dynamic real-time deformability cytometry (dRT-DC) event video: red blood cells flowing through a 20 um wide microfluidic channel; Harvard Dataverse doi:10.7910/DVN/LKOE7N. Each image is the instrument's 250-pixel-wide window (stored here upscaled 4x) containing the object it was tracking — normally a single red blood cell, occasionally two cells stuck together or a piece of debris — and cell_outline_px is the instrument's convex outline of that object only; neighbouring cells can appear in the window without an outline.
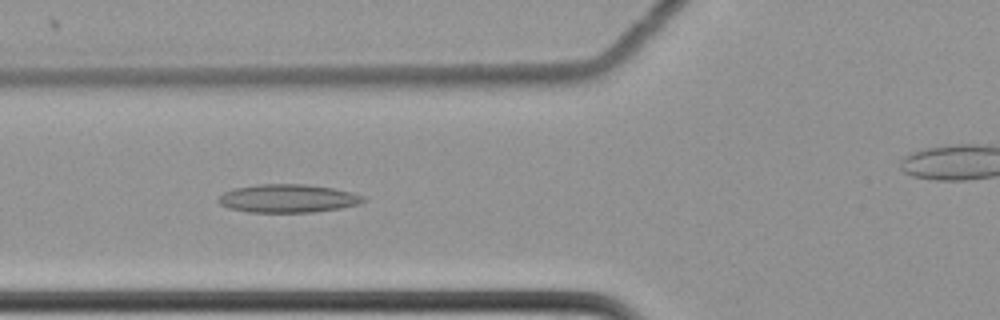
{"species": "common noctule bat (a hibernating species)", "species_latin": "Nyctalus noctula", "temperature_condition": "cold", "stored_images_in_passage": 56, "camera_frame_rate_fps": 3000, "um_per_image_px": 0.085, "animal": {"sex": "female", "body_mass_g": 22.7, "forearm_length_mm": 54.2}, "frame": {"image": 1, "passage_image": 26, "time_ms": 8.333, "image_size_px": [1000, 320], "cell_outline_px": [[368, 200], [360, 204], [340, 208], [312, 212], [248, 212], [228, 208], [220, 204], [216, 200], [224, 192], [232, 188], [256, 184], [304, 184], [332, 188], [364, 196]], "centroid_in_image_um": [24.44, 16.86], "position_along_channel_um": 101.4, "area_um2": 23.93}}
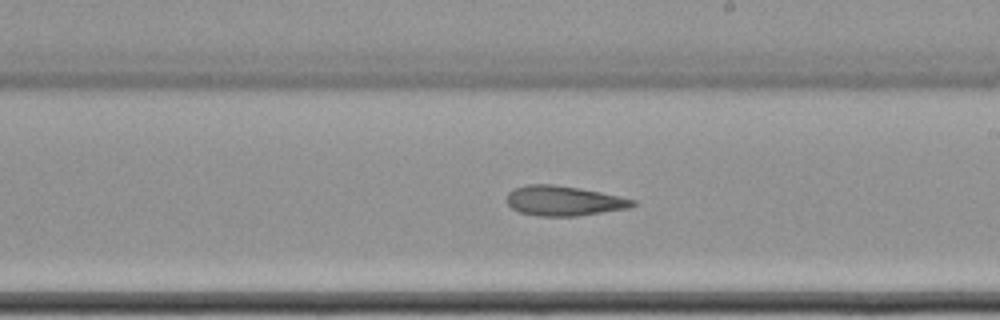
{"frame": {"image": 2, "passage_image": 38, "time_ms": 12.333, "image_size_px": [1000, 320], "cell_outline_px": [[636, 204], [628, 208], [576, 216], [540, 216], [520, 212], [512, 208], [508, 204], [508, 192], [516, 188], [528, 184], [552, 184], [580, 188], [600, 192], [636, 200]], "centroid_in_image_um": [47.92, 17.06], "position_along_channel_um": 241.1, "area_um2": 21.68}}
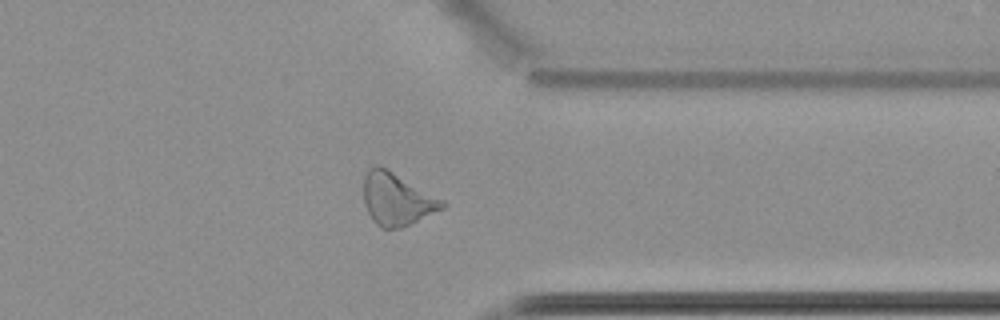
{"frame": {"image": 3, "passage_image": 50, "time_ms": 16.333, "image_size_px": [1000, 320], "cell_outline_px": [[448, 204], [444, 208], [400, 228], [380, 228], [372, 220], [364, 204], [364, 176], [368, 168], [376, 164], [380, 164], [444, 200]], "centroid_in_image_um": [33.71, 16.9], "position_along_channel_um": 377.7, "area_um2": 24.1}}